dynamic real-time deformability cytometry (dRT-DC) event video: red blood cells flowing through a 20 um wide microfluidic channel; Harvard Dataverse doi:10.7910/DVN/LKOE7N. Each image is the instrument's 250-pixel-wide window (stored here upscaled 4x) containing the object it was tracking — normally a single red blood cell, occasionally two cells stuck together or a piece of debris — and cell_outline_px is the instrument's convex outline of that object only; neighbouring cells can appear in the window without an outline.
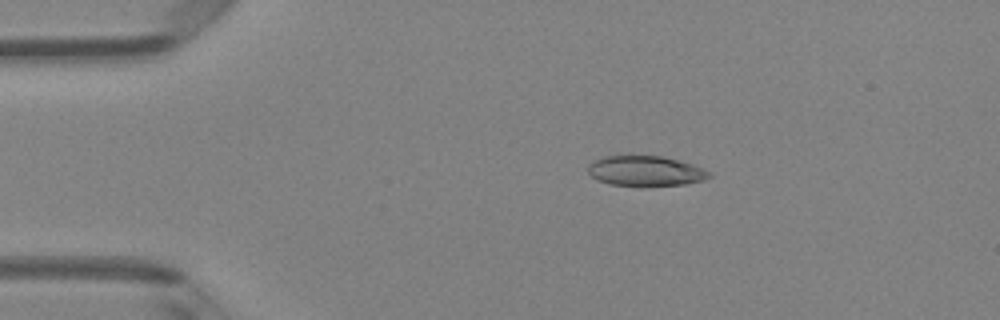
{"species": "Egyptian fruit bat (a non-hibernating species)", "species_latin": "Rousettus aegyptiacus", "temperature_condition": "room temperature", "stored_images_in_passage": 49, "camera_frame_rate_fps": 3000, "um_per_image_px": 0.085, "animal": {"sex": "female"}, "frame": {"image": 1, "passage_image": 9, "time_ms": 2.667, "image_size_px": [1000, 320], "cell_outline_px": [[712, 176], [704, 180], [684, 184], [608, 184], [596, 180], [588, 172], [588, 164], [604, 156], [660, 156], [692, 164], [712, 172]], "centroid_in_image_um": [54.87, 14.51], "position_along_channel_um": 30.1, "area_um2": 20.69}}
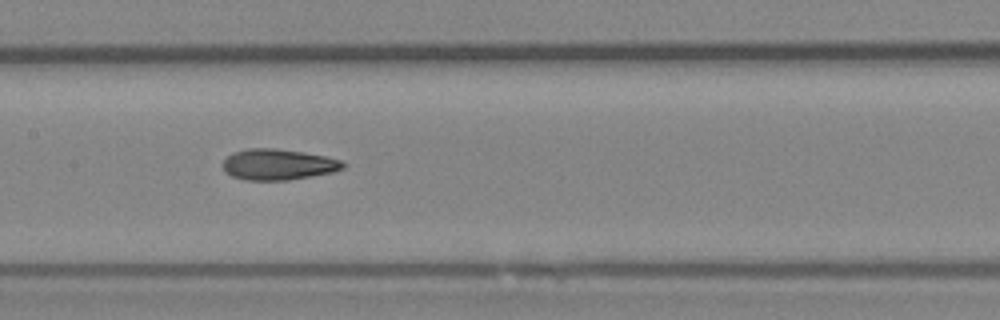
{"frame": {"image": 2, "passage_image": 24, "time_ms": 7.667, "image_size_px": [1000, 320], "cell_outline_px": [[348, 164], [344, 168], [332, 172], [288, 180], [244, 180], [232, 176], [224, 172], [224, 160], [232, 152], [248, 148], [276, 148], [304, 152], [328, 156], [340, 160]], "centroid_in_image_um": [23.66, 13.97], "position_along_channel_um": 183.7, "area_um2": 21.79}}
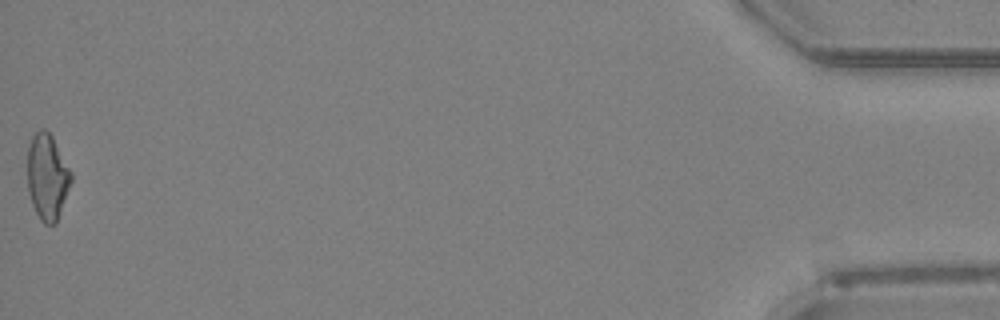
{"frame": {"image": 3, "passage_image": 49, "time_ms": 16.0, "image_size_px": [1000, 320], "cell_outline_px": [[72, 180], [56, 224], [44, 224], [40, 220], [32, 204], [28, 192], [28, 148], [32, 136], [40, 128], [44, 128], [52, 136], [72, 172]], "centroid_in_image_um": [4.02, 15.03], "position_along_channel_um": 431.2, "area_um2": 21.85}, "authors_computed_cell_mechanics": {"area_um2": 21.8484, "velocity_mm_per_s": 4.1362, "shape_relaxation_time_tau1_ms": 8.7537, "shape_relaxation_time_tau2_ms": 3.2498, "deformation_change_tau1": 0.2107, "deformation_change_tau2": 0.1206}}